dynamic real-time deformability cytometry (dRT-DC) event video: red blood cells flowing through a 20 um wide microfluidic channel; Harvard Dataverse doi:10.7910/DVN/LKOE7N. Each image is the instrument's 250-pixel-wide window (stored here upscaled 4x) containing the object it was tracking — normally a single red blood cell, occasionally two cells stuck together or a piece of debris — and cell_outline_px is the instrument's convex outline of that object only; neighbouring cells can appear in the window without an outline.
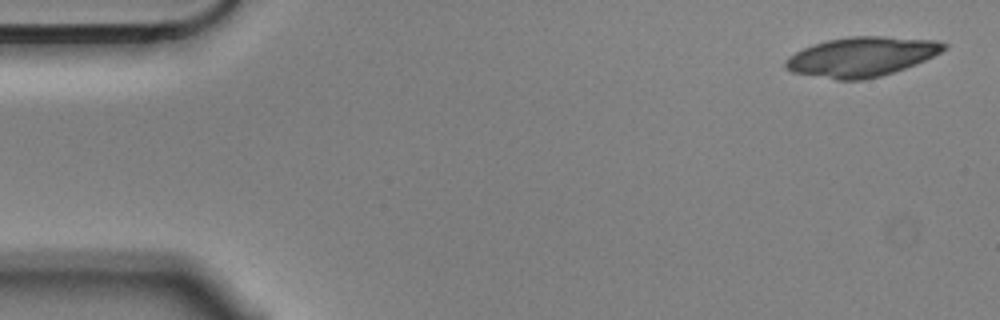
{"species": "Egyptian fruit bat (a non-hibernating species)", "species_latin": "Rousettus aegyptiacus", "temperature_condition": "cold", "stored_images_in_passage": 4, "camera_frame_rate_fps": 3000, "um_per_image_px": 0.085, "animal": {"sex": "male"}, "frame": {"image": 1, "passage_image": 1, "time_ms": 0.0, "image_size_px": [1000, 320], "cell_outline_px": [[948, 48], [916, 64], [880, 76], [864, 80], [836, 80], [792, 72], [784, 68], [784, 60], [788, 56], [812, 44], [828, 40], [848, 36], [880, 36], [936, 40], [948, 44]], "centroid_in_image_um": [73.2, 4.82], "position_along_channel_um": 11.8, "area_um2": 36.53}}